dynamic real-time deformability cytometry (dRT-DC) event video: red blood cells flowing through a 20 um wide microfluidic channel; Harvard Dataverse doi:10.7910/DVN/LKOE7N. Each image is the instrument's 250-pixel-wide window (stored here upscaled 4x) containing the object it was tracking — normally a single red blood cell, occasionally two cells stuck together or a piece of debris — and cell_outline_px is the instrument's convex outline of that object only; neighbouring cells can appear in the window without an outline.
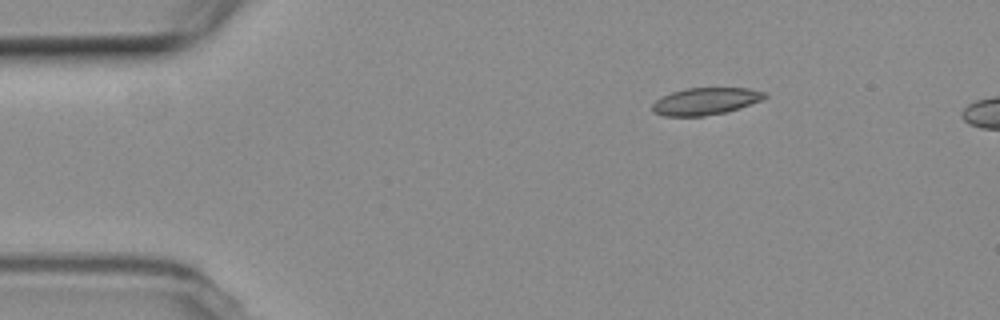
{"species": "common noctule bat (a hibernating species)", "species_latin": "Nyctalus noctula", "temperature_condition": "room temperature", "stored_images_in_passage": 5, "camera_frame_rate_fps": 3000, "um_per_image_px": 0.085, "animal": {"sex": "female", "body_mass_g": 19.3, "forearm_length_mm": 54.1}, "frame": {"image": 1, "passage_image": 5, "time_ms": 5.333, "image_size_px": [1000, 320], "cell_outline_px": [[768, 96], [760, 100], [740, 108], [724, 112], [704, 116], [664, 116], [656, 112], [652, 108], [652, 104], [656, 100], [672, 92], [684, 88], [748, 88], [768, 92]], "centroid_in_image_um": [60.0, 8.59], "position_along_channel_um": 25.0, "area_um2": 17.63}}